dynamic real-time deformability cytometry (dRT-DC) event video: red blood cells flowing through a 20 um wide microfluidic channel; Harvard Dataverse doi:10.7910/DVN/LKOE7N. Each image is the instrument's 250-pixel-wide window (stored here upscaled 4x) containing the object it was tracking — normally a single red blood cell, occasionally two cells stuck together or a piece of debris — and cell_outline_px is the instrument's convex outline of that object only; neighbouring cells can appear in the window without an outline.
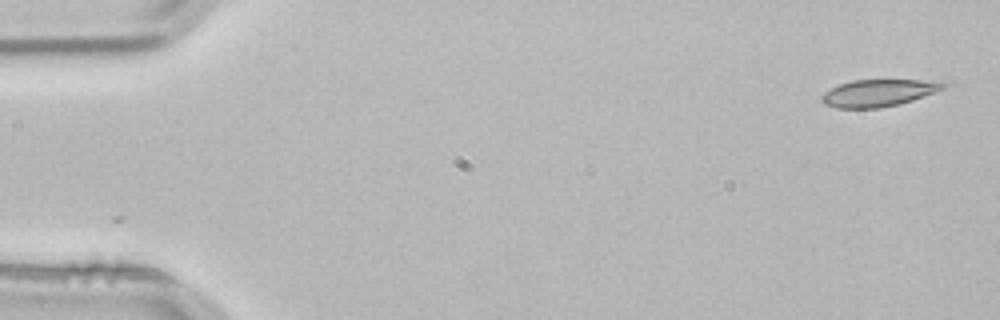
{"species": "common noctule bat (a hibernating species)", "species_latin": "Nyctalus noctula", "temperature_condition": "room temperature", "stored_images_in_passage": 3, "segment_of_instrument_passage": [2, 2], "camera_frame_rate_fps": 3000, "um_per_image_px": 0.085, "animal": {"sex": "male", "body_mass_g": 21.5, "forearm_length_mm": 52.0}, "frame": {"image": 1, "passage_image": 3, "time_ms": 0.667, "image_size_px": [1000, 320], "cell_outline_px": [[944, 88], [912, 100], [880, 108], [836, 108], [824, 104], [820, 100], [820, 96], [824, 92], [840, 84], [852, 80], [940, 80], [944, 84]], "centroid_in_image_um": [74.61, 7.9], "position_along_channel_um": 10.4, "area_um2": 19.02}}